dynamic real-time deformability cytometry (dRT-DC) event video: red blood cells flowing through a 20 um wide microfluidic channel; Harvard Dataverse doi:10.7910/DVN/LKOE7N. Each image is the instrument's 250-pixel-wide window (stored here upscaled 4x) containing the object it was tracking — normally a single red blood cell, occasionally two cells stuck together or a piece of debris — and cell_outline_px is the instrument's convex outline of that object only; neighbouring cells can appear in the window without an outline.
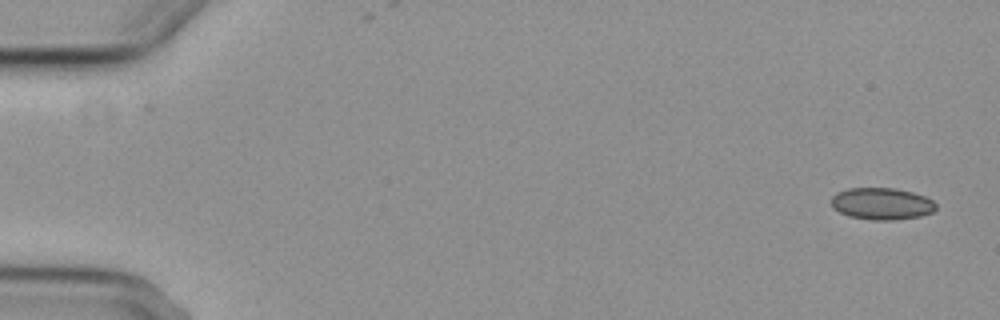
{"species": "common noctule bat (a hibernating species)", "species_latin": "Nyctalus noctula", "temperature_condition": "cold", "stored_images_in_passage": 6, "camera_frame_rate_fps": 3000, "um_per_image_px": 0.085, "animal": {"sex": "female", "body_mass_g": 29.2, "forearm_length_mm": 56.3}, "frame": {"image": 1, "passage_image": 1, "time_ms": 0.0, "image_size_px": [1000, 320], "cell_outline_px": [[936, 208], [932, 212], [920, 216], [892, 220], [872, 220], [848, 216], [832, 208], [832, 196], [836, 192], [848, 188], [896, 188], [912, 192], [924, 196], [932, 200], [936, 204]], "centroid_in_image_um": [74.93, 17.31], "position_along_channel_um": 10.1, "area_um2": 19.48}}
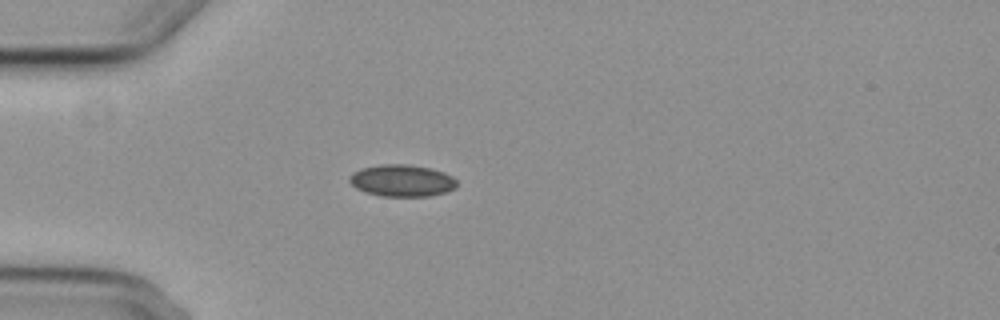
{"frame": {"image": 2, "passage_image": 5, "time_ms": 4.667, "image_size_px": [1000, 320], "cell_outline_px": [[456, 188], [444, 192], [428, 196], [380, 196], [364, 192], [356, 188], [348, 180], [352, 172], [364, 168], [384, 164], [408, 164], [432, 168], [444, 172], [452, 176], [456, 180]], "centroid_in_image_um": [34.17, 15.35], "position_along_channel_um": 50.8, "area_um2": 19.94}}